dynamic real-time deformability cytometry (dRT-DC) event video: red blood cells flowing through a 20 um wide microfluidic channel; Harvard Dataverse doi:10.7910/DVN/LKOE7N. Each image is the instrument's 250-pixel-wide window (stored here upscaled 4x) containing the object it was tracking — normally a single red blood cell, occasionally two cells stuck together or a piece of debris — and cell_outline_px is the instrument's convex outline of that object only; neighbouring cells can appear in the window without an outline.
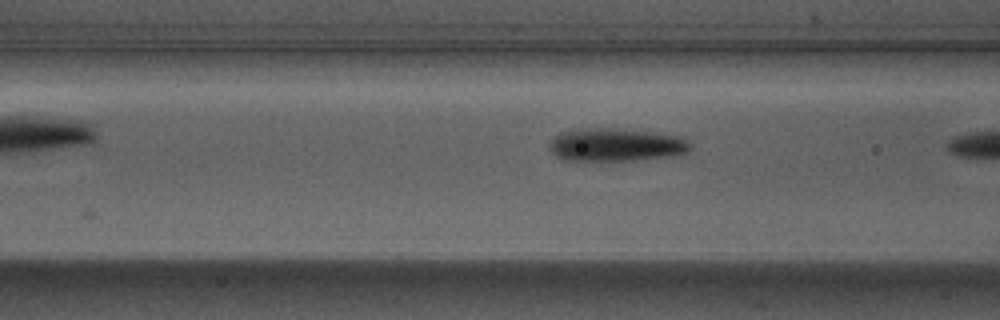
{"species": "Egyptian fruit bat (a non-hibernating species)", "species_latin": "Rousettus aegyptiacus", "temperature_condition": "warm", "stored_images_in_passage": 7, "camera_frame_rate_fps": 3000, "um_per_image_px": 0.085, "animal": {"sex": "male"}, "frame": {"image": 1, "passage_image": 5, "time_ms": 1.333, "image_size_px": [1000, 320], "cell_outline_px": [[692, 148], [688, 152], [672, 156], [632, 160], [564, 160], [556, 156], [548, 148], [548, 144], [560, 132], [592, 128], [604, 128], [684, 136], [692, 144]], "centroid_in_image_um": [52.39, 12.32], "position_along_channel_um": 114.2, "area_um2": 26.82}}